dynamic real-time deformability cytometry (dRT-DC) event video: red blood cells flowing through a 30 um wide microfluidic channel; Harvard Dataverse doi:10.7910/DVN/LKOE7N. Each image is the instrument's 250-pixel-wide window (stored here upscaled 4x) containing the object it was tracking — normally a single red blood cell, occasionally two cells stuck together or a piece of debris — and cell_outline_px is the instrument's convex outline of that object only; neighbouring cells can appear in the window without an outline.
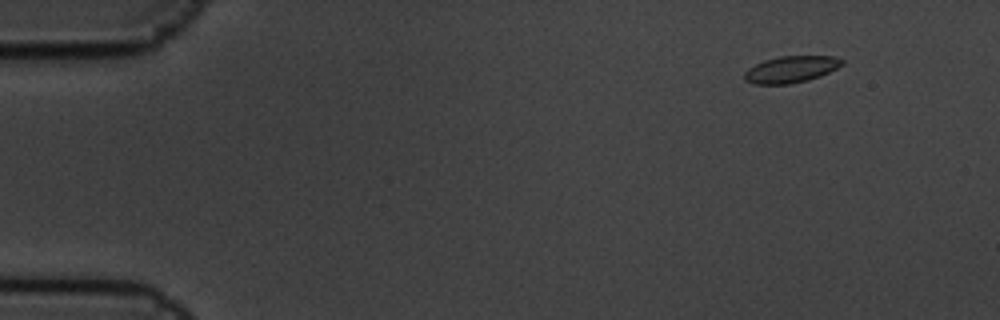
{"species": "common noctule bat (a hibernating species)", "species_latin": "Nyctalus noctula", "temperature_condition": "cold", "stored_images_in_passage": 5, "camera_frame_rate_fps": 3000, "um_per_image_px": 0.085, "animal": {"sex": "male", "body_mass_g": 19.5, "forearm_length_mm": 54.6}, "frame": {"image": 1, "passage_image": 2, "time_ms": 0.333, "image_size_px": [1000, 320], "cell_outline_px": [[844, 64], [820, 76], [808, 80], [788, 84], [756, 84], [744, 80], [744, 72], [748, 68], [764, 60], [780, 56], [836, 56], [844, 60]], "centroid_in_image_um": [67.24, 5.89], "position_along_channel_um": 17.8, "area_um2": 15.14}}